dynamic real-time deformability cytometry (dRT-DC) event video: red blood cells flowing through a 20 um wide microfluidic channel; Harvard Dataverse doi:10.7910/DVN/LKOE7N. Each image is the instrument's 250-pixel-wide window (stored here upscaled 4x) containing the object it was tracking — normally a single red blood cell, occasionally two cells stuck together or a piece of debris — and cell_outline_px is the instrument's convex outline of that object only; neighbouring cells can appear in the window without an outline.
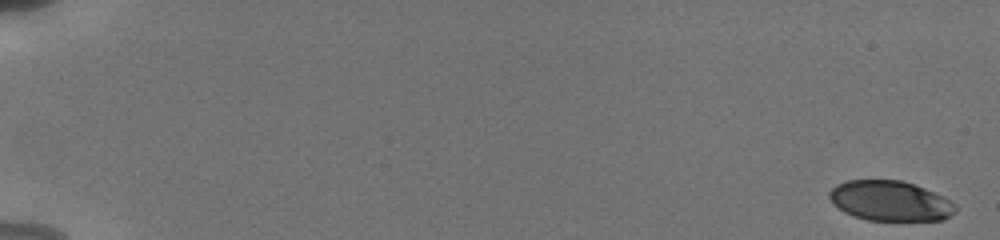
{"species": "human", "species_latin": "Homo sapiens", "temperature_condition": "cold", "stored_images_in_passage": 44, "camera_frame_rate_fps": 3000, "um_per_image_px": 0.085, "donor": {"sex": "male"}, "frame": {"image": 1, "passage_image": 1, "time_ms": 0.0, "image_size_px": [1000, 240], "cell_outline_px": [[956, 212], [944, 220], [868, 220], [844, 212], [832, 204], [828, 196], [828, 192], [836, 184], [848, 180], [900, 180], [924, 188], [944, 196], [956, 204]], "centroid_in_image_um": [75.66, 17.07], "position_along_channel_um": 9.3, "area_um2": 29.54}}
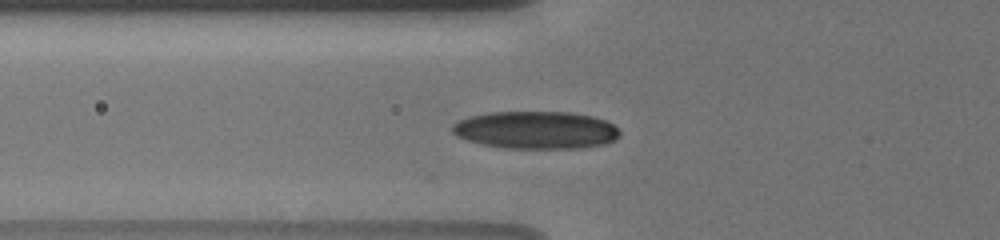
{"frame": {"image": 2, "passage_image": 14, "time_ms": 7.0, "image_size_px": [1000, 240], "cell_outline_px": [[620, 136], [616, 140], [604, 144], [580, 148], [508, 148], [480, 144], [456, 136], [452, 132], [452, 124], [468, 116], [488, 112], [572, 112], [592, 116], [604, 120], [612, 124], [620, 132]], "centroid_in_image_um": [45.54, 11.05], "position_along_channel_um": 80.3, "area_um2": 36.82}}
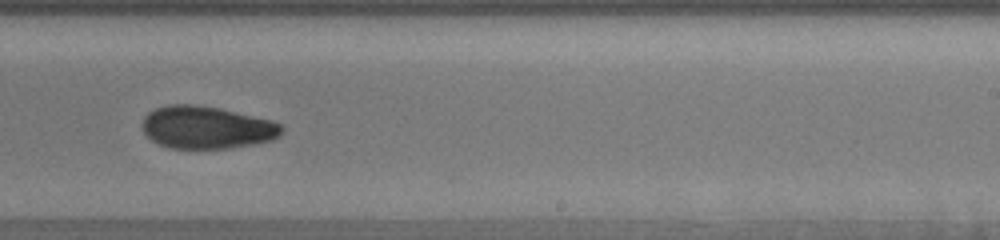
{"frame": {"image": 3, "passage_image": 27, "time_ms": 12.0, "image_size_px": [1000, 240], "cell_outline_px": [[284, 132], [280, 136], [272, 140], [256, 144], [228, 148], [168, 148], [152, 140], [144, 132], [144, 116], [148, 112], [156, 108], [168, 104], [196, 104], [220, 108], [272, 120], [280, 124], [284, 128]], "centroid_in_image_um": [17.61, 10.83], "position_along_channel_um": 271.4, "area_um2": 34.68}, "authors_computed_cell_mechanics": {"area_um2": 33.0616, "velocity_mm_per_s": 3.8344, "shape_relaxation_time_tau1_ms": 4.738, "shape_relaxation_time_tau2_ms": 5.6703, "deformation_change_tau1": 0.1188, "deformation_change_tau2": 0.0949}}